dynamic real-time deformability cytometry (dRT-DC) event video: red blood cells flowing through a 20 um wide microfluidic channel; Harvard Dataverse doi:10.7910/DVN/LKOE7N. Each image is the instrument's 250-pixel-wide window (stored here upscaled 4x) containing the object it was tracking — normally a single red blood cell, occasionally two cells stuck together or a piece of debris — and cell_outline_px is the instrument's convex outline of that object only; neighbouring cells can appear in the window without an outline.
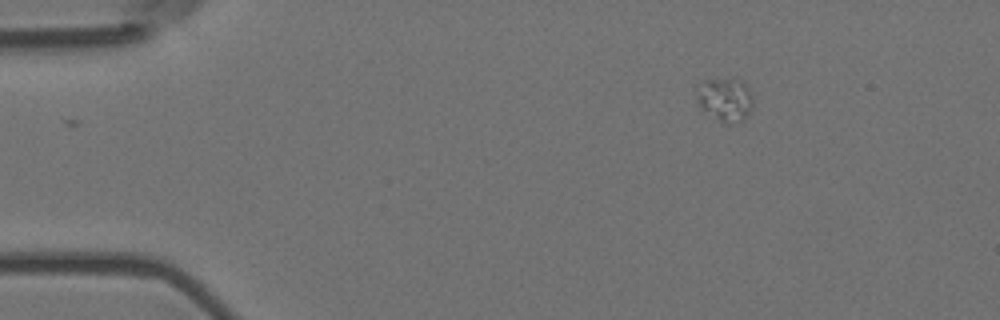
{"species": "Egyptian fruit bat (a non-hibernating species)", "species_latin": "Rousettus aegyptiacus", "temperature_condition": "room temperature", "stored_images_in_passage": 5, "segment_of_instrument_passage": [2, 2], "camera_frame_rate_fps": 3000, "um_per_image_px": 0.085, "animal": {"sex": "female"}, "frame": {"image": 1, "passage_image": 5, "time_ms": 1.333, "image_size_px": [1000, 320], "cell_outline_px": [[752, 108], [744, 120], [728, 124], [724, 124], [704, 108], [696, 100], [696, 92], [704, 80], [740, 80], [752, 92]], "centroid_in_image_um": [61.68, 8.48], "position_along_channel_um": 23.3, "area_um2": 13.81}}